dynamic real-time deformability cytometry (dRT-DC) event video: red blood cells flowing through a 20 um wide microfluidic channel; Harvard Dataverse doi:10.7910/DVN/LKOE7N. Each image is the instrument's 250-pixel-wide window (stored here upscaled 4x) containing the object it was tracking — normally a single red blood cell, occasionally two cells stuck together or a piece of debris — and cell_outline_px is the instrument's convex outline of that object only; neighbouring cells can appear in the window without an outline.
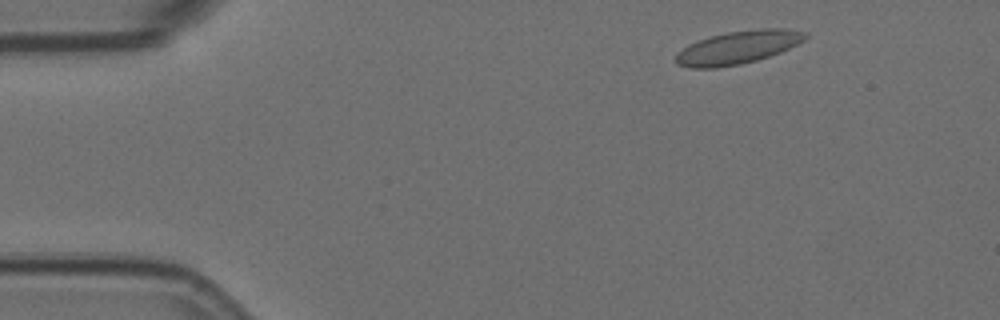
{"species": "Egyptian fruit bat (a non-hibernating species)", "species_latin": "Rousettus aegyptiacus", "temperature_condition": "room temperature", "stored_images_in_passage": 5, "camera_frame_rate_fps": 3000, "um_per_image_px": 0.085, "animal": {"sex": "female"}, "frame": {"image": 1, "passage_image": 1, "time_ms": 0.0, "image_size_px": [1000, 320], "cell_outline_px": [[808, 36], [804, 40], [780, 52], [756, 60], [740, 64], [716, 68], [692, 68], [676, 64], [676, 52], [688, 44], [712, 36], [728, 32], [760, 28], [784, 28], [808, 32]], "centroid_in_image_um": [62.72, 4.02], "position_along_channel_um": 22.3, "area_um2": 24.8}}
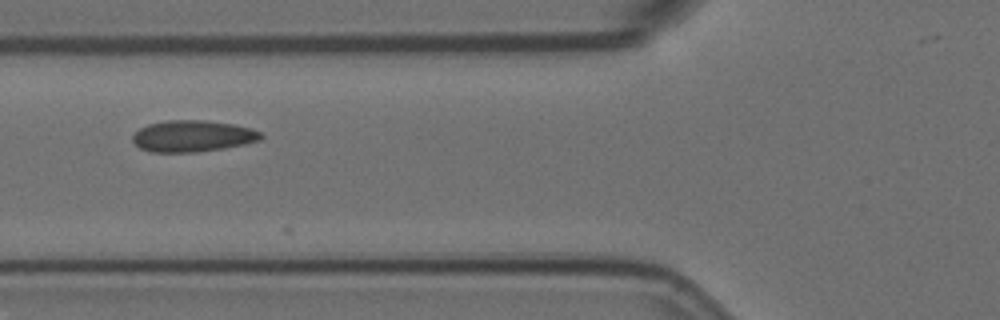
{"frame": {"image": 2, "passage_image": 5, "time_ms": 1.333, "image_size_px": [1000, 320], "cell_outline_px": [[264, 136], [260, 140], [244, 144], [224, 148], [196, 152], [148, 152], [140, 148], [132, 140], [132, 136], [140, 128], [148, 124], [168, 120], [204, 120], [232, 124], [252, 128], [260, 132]], "centroid_in_image_um": [16.37, 11.57], "position_along_channel_um": 109.4, "area_um2": 23.52}}